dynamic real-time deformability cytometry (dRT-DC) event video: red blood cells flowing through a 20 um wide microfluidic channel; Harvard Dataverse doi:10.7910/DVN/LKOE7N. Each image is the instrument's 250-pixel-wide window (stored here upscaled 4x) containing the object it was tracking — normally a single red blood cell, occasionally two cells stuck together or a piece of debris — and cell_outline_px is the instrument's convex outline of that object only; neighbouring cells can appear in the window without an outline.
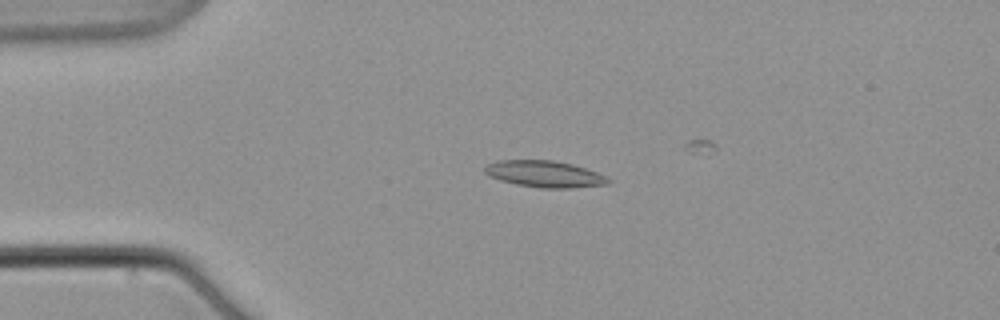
{"species": "common noctule bat (a hibernating species)", "species_latin": "Nyctalus noctula", "temperature_condition": "warm", "stored_images_in_passage": 7, "camera_frame_rate_fps": 3000, "um_per_image_px": 0.085, "animal": {"sex": "male", "body_mass_g": 21.5, "forearm_length_mm": 52.0}, "frame": {"image": 1, "passage_image": 5, "time_ms": 5.667, "image_size_px": [1000, 320], "cell_outline_px": [[612, 180], [608, 184], [572, 188], [540, 188], [516, 184], [500, 180], [488, 176], [484, 172], [484, 168], [488, 164], [500, 160], [552, 160], [572, 164], [596, 172]], "centroid_in_image_um": [46.27, 14.79], "position_along_channel_um": 38.7, "area_um2": 19.02}}